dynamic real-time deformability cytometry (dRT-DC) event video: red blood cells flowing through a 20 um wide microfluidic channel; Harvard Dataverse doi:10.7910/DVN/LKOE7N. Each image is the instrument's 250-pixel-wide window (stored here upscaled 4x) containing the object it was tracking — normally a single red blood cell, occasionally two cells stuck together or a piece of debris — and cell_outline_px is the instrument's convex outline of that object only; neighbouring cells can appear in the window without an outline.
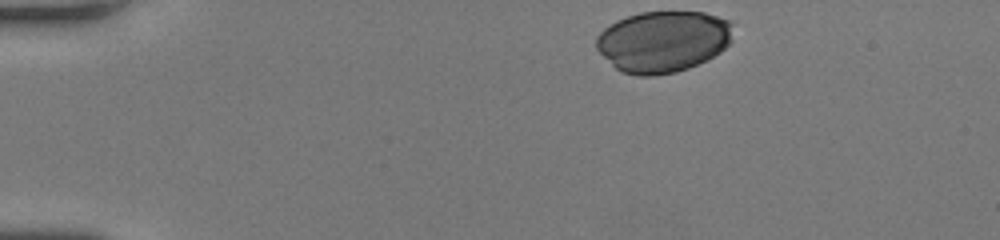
{"species": "human", "species_latin": "Homo sapiens", "temperature_condition": "room temperature", "stored_images_in_passage": 34, "camera_frame_rate_fps": 3000, "um_per_image_px": 0.085, "donor": {"sex": "female"}, "frame": {"image": 1, "passage_image": 1, "time_ms": 0.0, "image_size_px": [1000, 240], "cell_outline_px": [[732, 40], [720, 52], [688, 68], [676, 72], [656, 76], [636, 76], [620, 72], [596, 48], [596, 36], [604, 28], [616, 20], [640, 12], [704, 12], [728, 20], [732, 24]], "centroid_in_image_um": [56.34, 3.53], "position_along_channel_um": 28.7, "area_um2": 48.9}}